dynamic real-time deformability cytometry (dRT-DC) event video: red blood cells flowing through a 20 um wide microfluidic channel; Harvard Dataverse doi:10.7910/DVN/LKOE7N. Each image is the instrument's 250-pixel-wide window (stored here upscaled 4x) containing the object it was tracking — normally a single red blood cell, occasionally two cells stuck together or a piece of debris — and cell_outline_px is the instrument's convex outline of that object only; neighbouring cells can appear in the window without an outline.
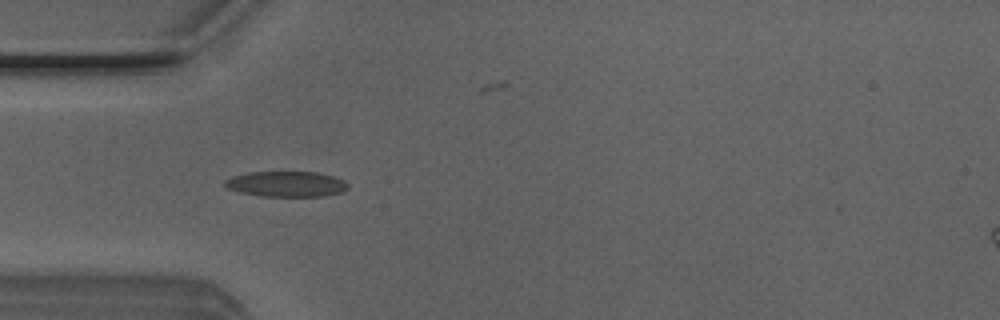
{"species": "Egyptian fruit bat (a non-hibernating species)", "species_latin": "Rousettus aegyptiacus", "temperature_condition": "room temperature", "stored_images_in_passage": 37, "camera_frame_rate_fps": 3000, "um_per_image_px": 0.085, "animal": {"sex": "male"}, "frame": {"image": 1, "passage_image": 1, "time_ms": 0.0, "image_size_px": [1000, 320], "cell_outline_px": [[348, 188], [344, 192], [324, 196], [260, 196], [240, 192], [228, 188], [224, 184], [224, 180], [232, 176], [248, 172], [316, 172], [332, 176], [344, 180], [348, 184]], "centroid_in_image_um": [24.35, 15.64], "position_along_channel_um": 60.7, "area_um2": 18.32}}
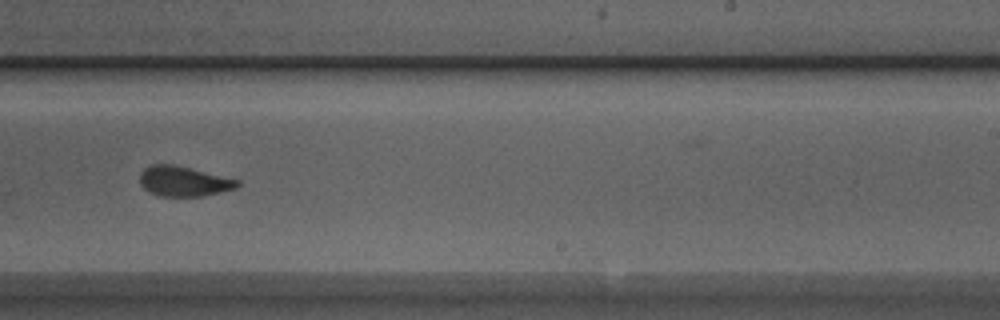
{"frame": {"image": 2, "passage_image": 17, "time_ms": 5.333, "image_size_px": [1000, 320], "cell_outline_px": [[240, 184], [236, 188], [204, 196], [160, 196], [148, 192], [140, 184], [140, 172], [144, 168], [152, 164], [172, 164], [240, 180]], "centroid_in_image_um": [15.59, 15.41], "position_along_channel_um": 273.4, "area_um2": 17.05}}
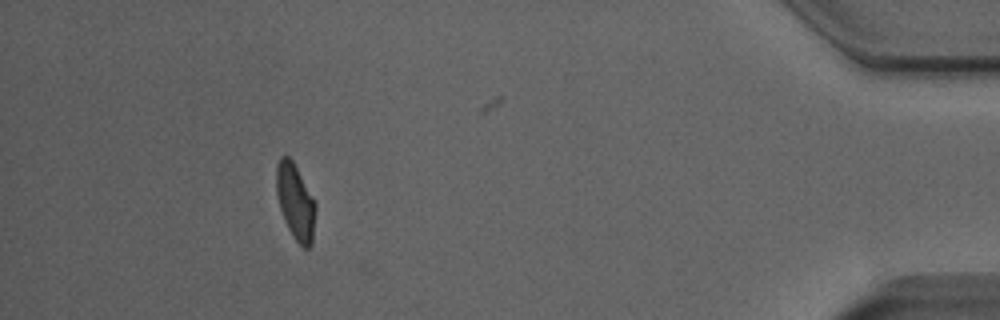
{"frame": {"image": 3, "passage_image": 32, "time_ms": 10.333, "image_size_px": [1000, 320], "cell_outline_px": [[316, 208], [312, 244], [308, 248], [304, 248], [292, 236], [284, 220], [280, 208], [276, 192], [276, 164], [280, 156], [288, 156], [292, 160], [316, 204]], "centroid_in_image_um": [25.1, 17.16], "position_along_channel_um": 410.1, "area_um2": 17.17}, "authors_computed_cell_mechanics": {"area_um2": 17.629, "velocity_mm_per_s": 4.0142, "shape_relaxation_time_tau1_ms": 4.7242, "shape_relaxation_time_tau2_ms": 1.3113, "deformation_change_tau1": 0.1637, "deformation_change_tau2": 0.0859}}